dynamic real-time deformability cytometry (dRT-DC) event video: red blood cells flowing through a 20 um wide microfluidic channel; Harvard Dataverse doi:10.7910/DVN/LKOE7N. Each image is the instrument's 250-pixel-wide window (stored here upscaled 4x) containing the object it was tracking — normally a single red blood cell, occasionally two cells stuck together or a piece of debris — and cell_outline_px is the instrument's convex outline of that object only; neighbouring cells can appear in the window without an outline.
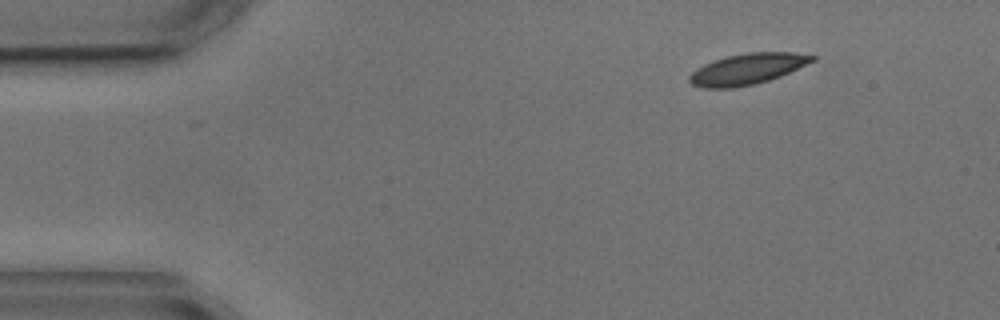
{"species": "common noctule bat (a hibernating species)", "species_latin": "Nyctalus noctula", "temperature_condition": "cold", "stored_images_in_passage": 3, "camera_frame_rate_fps": 3000, "um_per_image_px": 0.085, "animal": {"sex": "male", "body_mass_g": 17.9, "forearm_length_mm": 54.2}, "frame": {"image": 1, "passage_image": 3, "time_ms": 2.333, "image_size_px": [1000, 320], "cell_outline_px": [[816, 60], [780, 76], [756, 84], [732, 88], [704, 88], [692, 84], [688, 80], [688, 76], [696, 68], [704, 64], [728, 56], [748, 52], [792, 52], [816, 56]], "centroid_in_image_um": [63.52, 5.87], "position_along_channel_um": 21.5, "area_um2": 22.02}}